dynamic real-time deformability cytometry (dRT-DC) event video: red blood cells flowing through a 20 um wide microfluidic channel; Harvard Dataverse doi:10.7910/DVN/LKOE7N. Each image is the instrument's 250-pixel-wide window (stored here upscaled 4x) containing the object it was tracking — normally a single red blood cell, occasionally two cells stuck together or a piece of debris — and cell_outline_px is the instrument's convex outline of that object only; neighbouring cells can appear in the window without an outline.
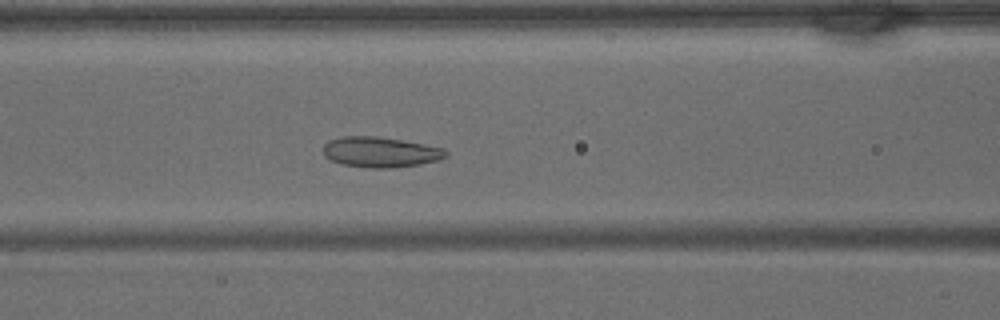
{"species": "common noctule bat (a hibernating species)", "species_latin": "Nyctalus noctula", "temperature_condition": "warm", "stored_images_in_passage": 41, "camera_frame_rate_fps": 3000, "um_per_image_px": 0.085, "animal": {"sex": "male", "body_mass_g": 15.6}, "frame": {"image": 1, "passage_image": 17, "time_ms": 5.333, "image_size_px": [1000, 320], "cell_outline_px": [[448, 156], [436, 160], [420, 164], [392, 168], [368, 168], [344, 164], [332, 160], [324, 156], [324, 144], [328, 140], [340, 136], [376, 136], [404, 140], [444, 148], [448, 152]], "centroid_in_image_um": [32.34, 12.92], "position_along_channel_um": 134.3, "area_um2": 21.79}}
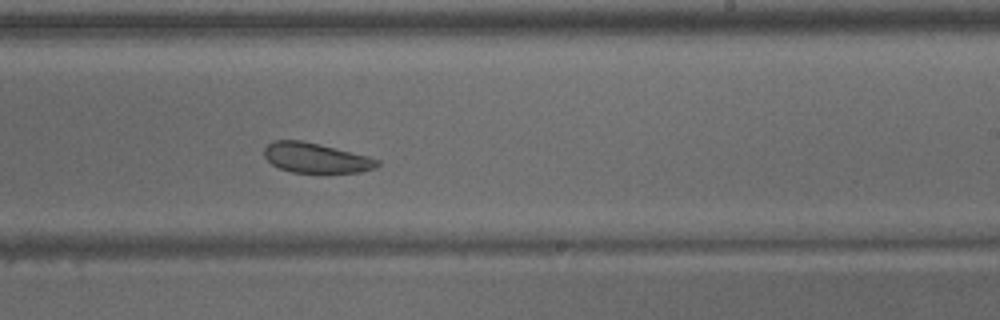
{"frame": {"image": 2, "passage_image": 25, "time_ms": 8.0, "image_size_px": [1000, 320], "cell_outline_px": [[380, 164], [376, 168], [360, 172], [292, 172], [280, 168], [272, 164], [264, 156], [264, 148], [272, 140], [300, 140], [320, 144], [368, 156], [380, 160]], "centroid_in_image_um": [26.85, 13.41], "position_along_channel_um": 262.1, "area_um2": 19.65}}
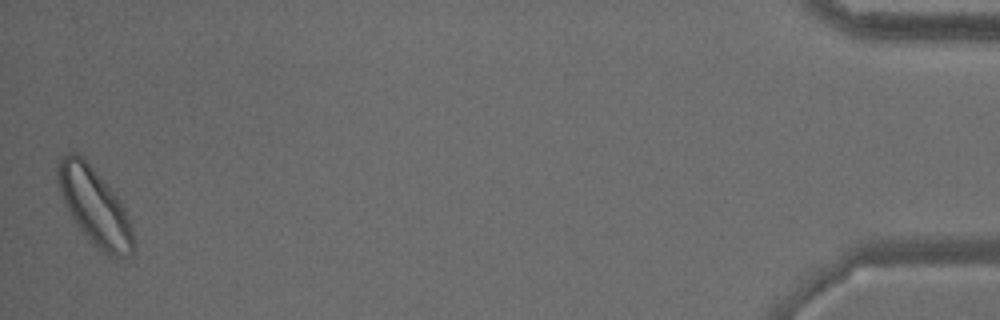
{"frame": {"image": 3, "passage_image": 41, "time_ms": 13.333, "image_size_px": [1000, 320], "cell_outline_px": [[136, 248], [132, 256], [108, 256], [100, 252], [88, 240], [64, 204], [60, 192], [56, 176], [56, 164], [60, 156], [68, 152], [76, 152], [100, 176], [120, 200], [124, 208], [132, 228], [136, 244]], "centroid_in_image_um": [8.04, 17.58], "position_along_channel_um": 427.2, "area_um2": 33.99}}